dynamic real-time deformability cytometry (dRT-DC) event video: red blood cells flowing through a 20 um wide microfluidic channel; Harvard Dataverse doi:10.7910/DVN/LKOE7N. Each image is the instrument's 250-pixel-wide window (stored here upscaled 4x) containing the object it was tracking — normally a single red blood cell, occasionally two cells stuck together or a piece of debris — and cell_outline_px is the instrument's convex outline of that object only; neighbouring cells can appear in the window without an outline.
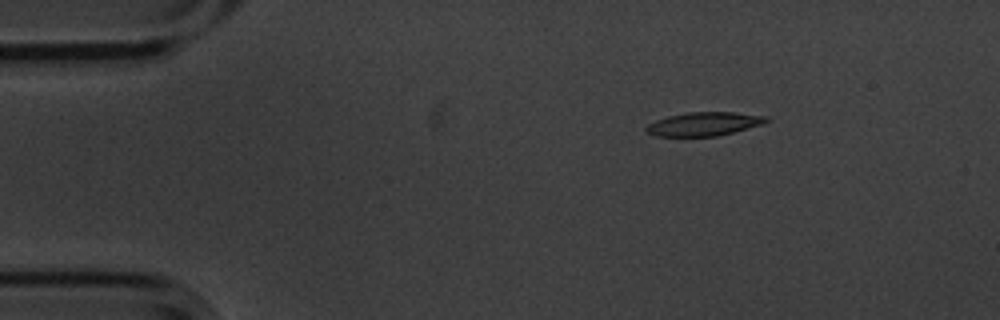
{"species": "common noctule bat (a hibernating species)", "species_latin": "Nyctalus noctula", "temperature_condition": "cold", "stored_images_in_passage": 49, "camera_frame_rate_fps": 3000, "um_per_image_px": 0.085, "animal": {"sex": "male", "body_mass_g": 20.1, "forearm_length_mm": 53.5}, "frame": {"image": 1, "passage_image": 2, "time_ms": 0.333, "image_size_px": [1000, 320], "cell_outline_px": [[772, 120], [764, 124], [716, 136], [656, 136], [644, 132], [644, 128], [648, 124], [656, 120], [668, 116], [688, 112], [736, 112], [768, 116]], "centroid_in_image_um": [59.86, 10.53], "position_along_channel_um": 25.1, "area_um2": 16.7}}
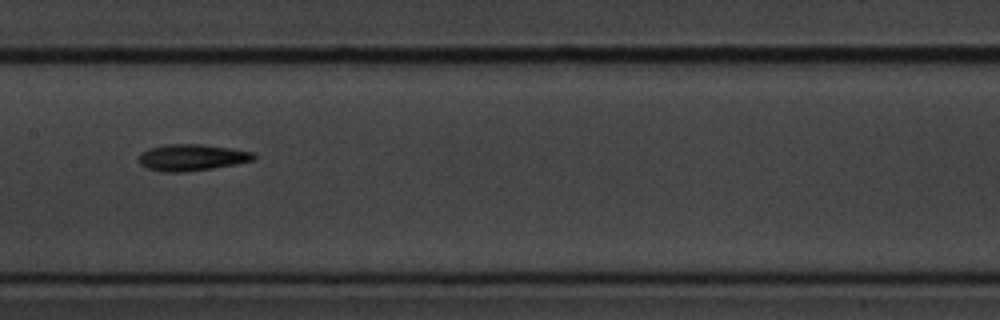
{"frame": {"image": 2, "passage_image": 21, "time_ms": 6.667, "image_size_px": [1000, 320], "cell_outline_px": [[256, 156], [252, 160], [212, 168], [184, 172], [164, 172], [148, 168], [140, 164], [140, 152], [148, 148], [164, 144], [200, 144], [232, 148], [252, 152]], "centroid_in_image_um": [16.26, 13.37], "position_along_channel_um": 191.1, "area_um2": 17.57}}
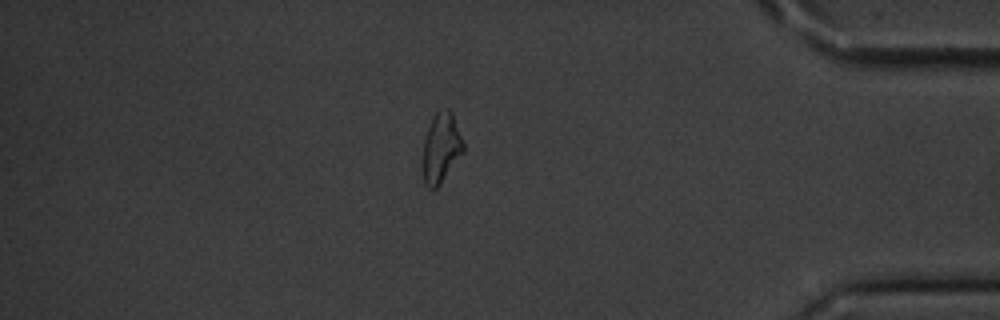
{"frame": {"image": 3, "passage_image": 41, "time_ms": 13.333, "image_size_px": [1000, 320], "cell_outline_px": [[464, 152], [440, 184], [436, 188], [428, 188], [424, 184], [424, 140], [432, 116], [440, 108], [448, 108], [452, 112], [464, 144]], "centroid_in_image_um": [37.51, 12.54], "position_along_channel_um": 397.7, "area_um2": 16.36}, "authors_computed_cell_mechanics": {"area_um2": 16.9932, "velocity_mm_per_s": 3.605, "shape_relaxation_time_tau1_ms": 3.0547, "shape_relaxation_time_tau2_ms": 6.5592, "deformation_change_tau1": 0.1082, "deformation_change_tau2": 0.1666}}